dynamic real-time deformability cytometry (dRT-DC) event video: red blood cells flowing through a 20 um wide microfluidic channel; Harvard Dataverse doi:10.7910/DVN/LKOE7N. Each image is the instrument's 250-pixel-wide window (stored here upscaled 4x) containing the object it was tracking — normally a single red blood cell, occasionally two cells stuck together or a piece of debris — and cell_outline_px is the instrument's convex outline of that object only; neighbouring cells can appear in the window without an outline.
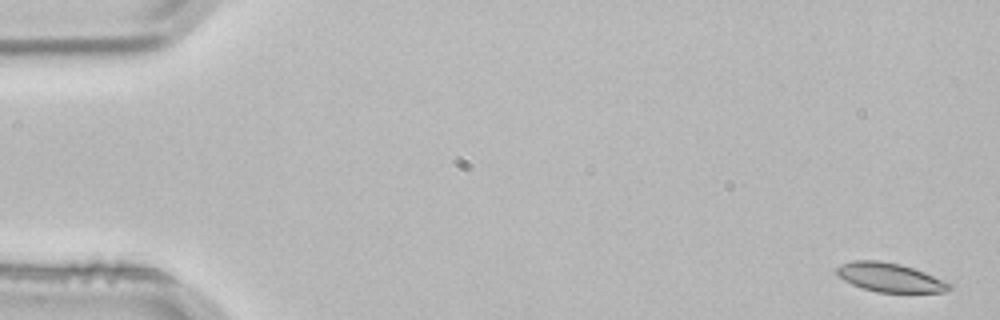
{"species": "common noctule bat (a hibernating species)", "species_latin": "Nyctalus noctula", "temperature_condition": "room temperature", "stored_images_in_passage": 2, "segment_of_instrument_passage": [2, 2], "camera_frame_rate_fps": 3000, "um_per_image_px": 0.085, "animal": {"sex": "male", "body_mass_g": 21.5, "forearm_length_mm": 52.0}, "frame": {"image": 1, "passage_image": 2, "time_ms": 0.333, "image_size_px": [1000, 320], "cell_outline_px": [[952, 288], [944, 292], [876, 292], [852, 284], [836, 276], [836, 268], [840, 264], [852, 260], [880, 260], [900, 264], [924, 272], [952, 284]], "centroid_in_image_um": [75.6, 23.57], "position_along_channel_um": 9.4, "area_um2": 18.96}}